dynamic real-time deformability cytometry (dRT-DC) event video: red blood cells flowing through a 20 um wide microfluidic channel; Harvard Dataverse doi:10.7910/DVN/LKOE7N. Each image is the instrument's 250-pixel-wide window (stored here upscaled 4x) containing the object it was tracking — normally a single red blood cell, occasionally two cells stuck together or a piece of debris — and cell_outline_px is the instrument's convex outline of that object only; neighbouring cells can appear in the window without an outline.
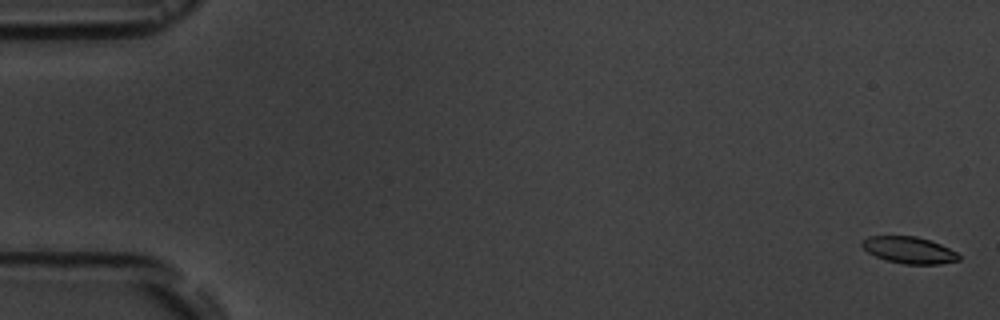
{"species": "common noctule bat (a hibernating species)", "species_latin": "Nyctalus noctula", "temperature_condition": "room temperature", "stored_images_in_passage": 8, "camera_frame_rate_fps": 3000, "um_per_image_px": 0.085, "animal": {"sex": "male", "body_mass_g": 19.5, "forearm_length_mm": 54.6}, "frame": {"image": 1, "passage_image": 1, "time_ms": 0.0, "image_size_px": [1000, 320], "cell_outline_px": [[960, 260], [940, 264], [904, 264], [884, 260], [868, 252], [860, 244], [860, 240], [868, 236], [916, 236], [932, 240], [956, 252], [960, 256]], "centroid_in_image_um": [77.25, 21.25], "position_along_channel_um": 7.8, "area_um2": 15.2}}
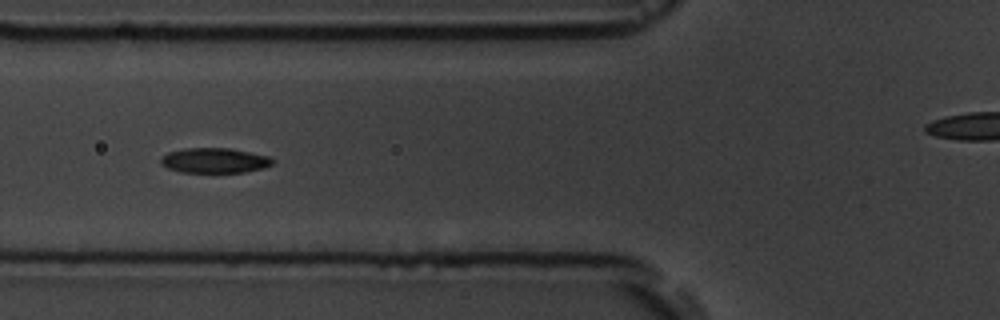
{"frame": {"image": 2, "passage_image": 7, "time_ms": 7.0, "image_size_px": [1000, 320], "cell_outline_px": [[276, 160], [272, 164], [264, 168], [244, 172], [180, 172], [168, 168], [160, 164], [160, 160], [168, 152], [184, 148], [232, 148], [272, 156]], "centroid_in_image_um": [18.29, 13.63], "position_along_channel_um": 107.5, "area_um2": 16.53}}
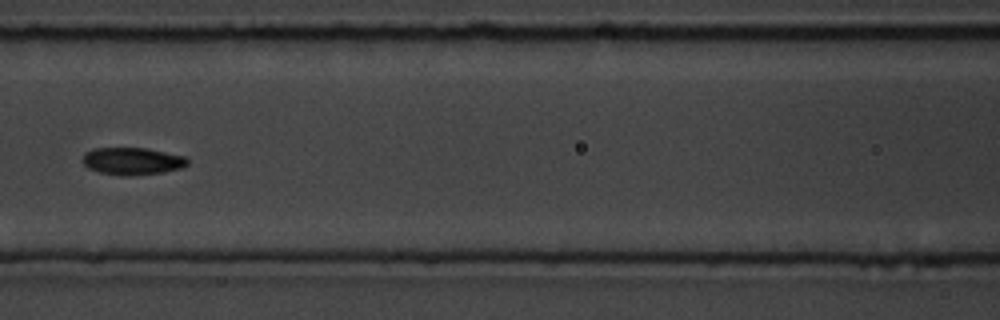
{"frame": {"image": 3, "passage_image": 8, "time_ms": 8.333, "image_size_px": [1000, 320], "cell_outline_px": [[188, 164], [180, 168], [164, 172], [128, 176], [120, 176], [100, 172], [88, 168], [84, 164], [84, 152], [92, 148], [148, 148], [184, 156], [188, 160]], "centroid_in_image_um": [11.24, 13.69], "position_along_channel_um": 155.4, "area_um2": 16.7}}